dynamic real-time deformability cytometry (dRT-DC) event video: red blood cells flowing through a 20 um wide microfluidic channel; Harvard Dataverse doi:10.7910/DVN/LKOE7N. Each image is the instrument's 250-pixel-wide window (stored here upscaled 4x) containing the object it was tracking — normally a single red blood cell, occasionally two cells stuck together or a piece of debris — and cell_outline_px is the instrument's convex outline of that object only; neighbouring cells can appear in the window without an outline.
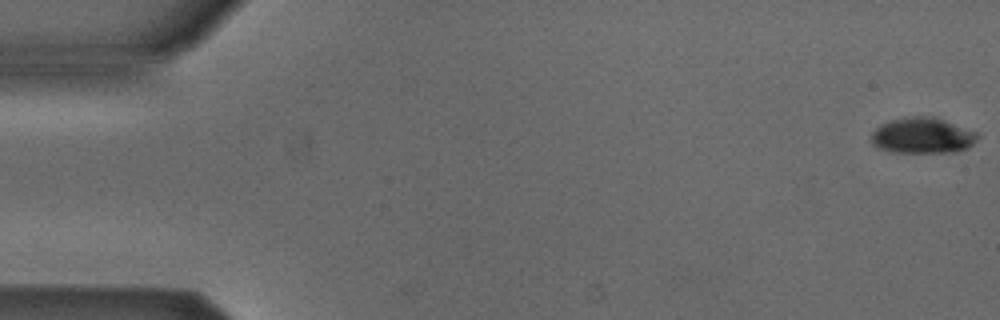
{"species": "Egyptian fruit bat (a non-hibernating species)", "species_latin": "Rousettus aegyptiacus", "temperature_condition": "cold", "stored_images_in_passage": 53, "camera_frame_rate_fps": 3000, "um_per_image_px": 0.085, "animal": {"sex": "male"}, "frame": {"image": 1, "passage_image": 1, "time_ms": 0.0, "image_size_px": [1000, 320], "cell_outline_px": [[980, 136], [968, 148], [956, 152], [888, 152], [872, 144], [872, 132], [880, 124], [892, 120], [912, 116], [932, 116], [976, 132]], "centroid_in_image_um": [78.4, 11.53], "position_along_channel_um": 6.6, "area_um2": 22.02}}
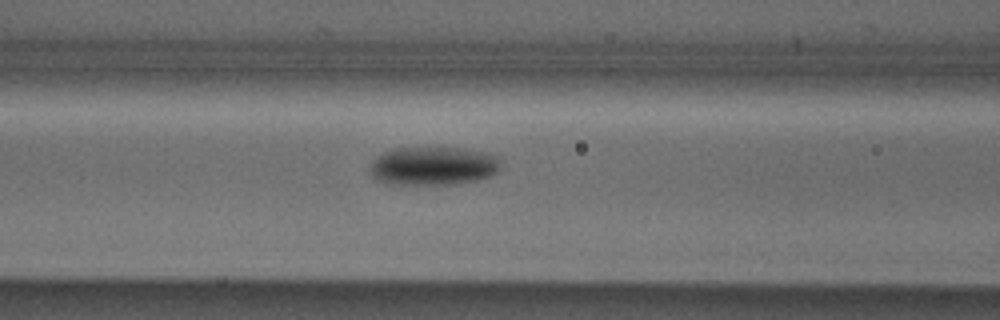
{"frame": {"image": 2, "passage_image": 22, "time_ms": 7.0, "image_size_px": [1000, 320], "cell_outline_px": [[500, 168], [496, 172], [488, 176], [476, 180], [452, 184], [388, 184], [376, 180], [372, 176], [368, 168], [372, 160], [376, 156], [384, 152], [396, 148], [460, 148], [484, 152], [496, 156], [500, 160]], "centroid_in_image_um": [36.76, 14.11], "position_along_channel_um": 129.8, "area_um2": 29.36}}
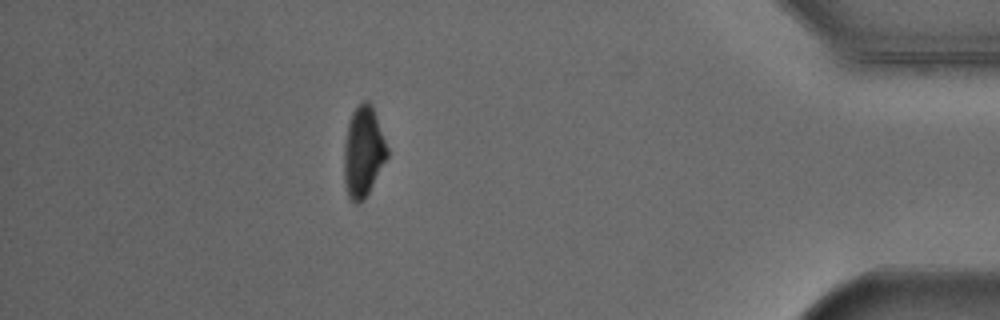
{"frame": {"image": 3, "passage_image": 47, "time_ms": 15.333, "image_size_px": [1000, 320], "cell_outline_px": [[388, 156], [364, 200], [360, 204], [356, 204], [348, 196], [344, 180], [344, 144], [348, 124], [352, 112], [364, 100], [368, 100], [372, 104], [388, 148]], "centroid_in_image_um": [30.87, 12.9], "position_along_channel_um": 404.3, "area_um2": 22.72}, "authors_computed_cell_mechanics": {"area_um2": 24.9118, "velocity_mm_per_s": 3.8889, "shape_relaxation_time_tau1_ms": 2.5756, "shape_relaxation_time_tau2_ms": null, "deformation_change_tau1": 0.1188, "deformation_change_tau2": null}}